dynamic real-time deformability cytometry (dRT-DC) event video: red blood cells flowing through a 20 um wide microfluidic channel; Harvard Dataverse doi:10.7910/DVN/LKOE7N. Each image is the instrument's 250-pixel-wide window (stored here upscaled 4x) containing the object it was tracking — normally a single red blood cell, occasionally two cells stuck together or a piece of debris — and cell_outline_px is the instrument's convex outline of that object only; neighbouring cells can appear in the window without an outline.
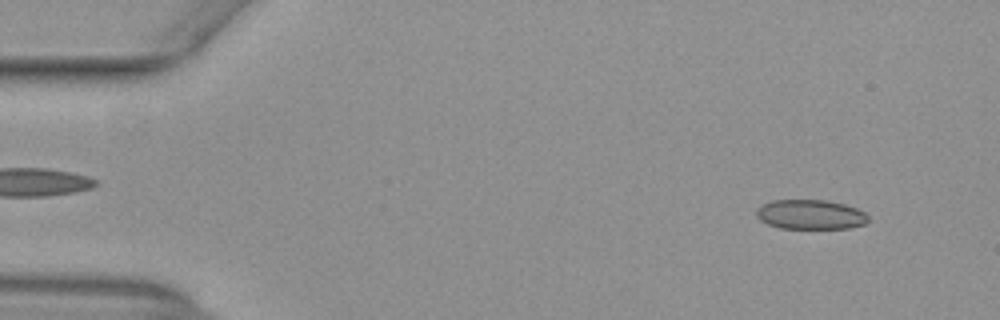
{"species": "common noctule bat (a hibernating species)", "species_latin": "Nyctalus noctula", "temperature_condition": "warm", "stored_images_in_passage": 18, "camera_frame_rate_fps": 3000, "um_per_image_px": 0.085, "animal": {"sex": "female", "body_mass_g": 29.2, "forearm_length_mm": 56.3}, "frame": {"image": 1, "passage_image": 4, "time_ms": 1.0, "image_size_px": [1000, 320], "cell_outline_px": [[868, 220], [864, 224], [848, 228], [780, 228], [768, 224], [760, 220], [756, 216], [756, 208], [772, 200], [824, 200], [844, 204], [856, 208], [864, 212], [868, 216]], "centroid_in_image_um": [68.87, 18.23], "position_along_channel_um": 16.1, "area_um2": 19.19}}
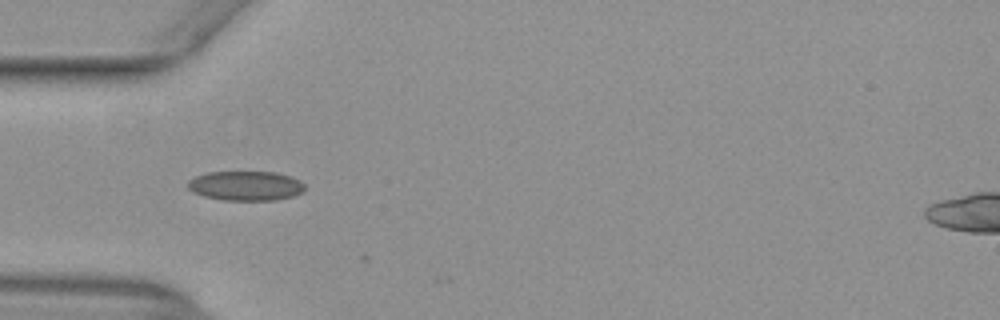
{"frame": {"image": 2, "passage_image": 16, "time_ms": 5.0, "image_size_px": [1000, 320], "cell_outline_px": [[304, 192], [292, 196], [276, 200], [224, 200], [204, 196], [192, 192], [188, 188], [188, 180], [196, 176], [208, 172], [276, 172], [292, 176], [300, 180], [304, 184]], "centroid_in_image_um": [20.9, 15.79], "position_along_channel_um": 64.1, "area_um2": 20.23}}